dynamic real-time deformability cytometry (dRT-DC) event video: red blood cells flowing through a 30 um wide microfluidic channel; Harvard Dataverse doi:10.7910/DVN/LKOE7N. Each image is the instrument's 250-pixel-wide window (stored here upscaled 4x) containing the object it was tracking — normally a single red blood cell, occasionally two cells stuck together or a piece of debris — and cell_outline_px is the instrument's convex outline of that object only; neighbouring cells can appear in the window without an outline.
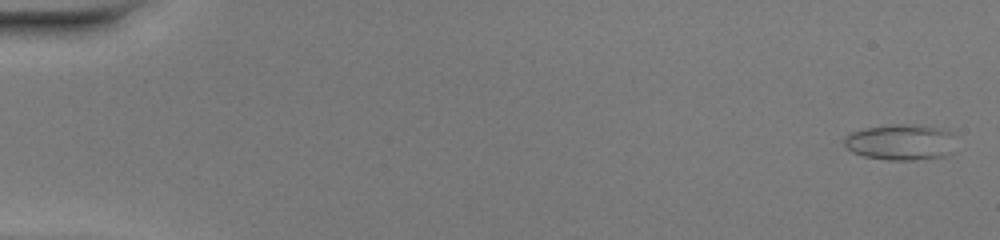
{"species": "common noctule bat (a hibernating species)", "species_latin": "Nyctalus noctula", "temperature_condition": "warm", "stored_images_in_passage": 50, "camera_frame_rate_fps": 3000, "um_per_image_px": 0.085, "animal": {"sex": "female", "body_mass_g": 20.0, "forearm_length_mm": 54.0}, "frame": {"image": 1, "passage_image": 2, "time_ms": 0.333, "image_size_px": [1000, 240], "cell_outline_px": [[960, 136], [952, 152], [944, 156], [912, 160], [888, 160], [864, 156], [852, 152], [844, 144], [844, 136], [852, 132], [868, 128], [896, 124], [904, 124], [940, 128]], "centroid_in_image_um": [76.64, 12.09], "position_along_channel_um": 8.4, "area_um2": 23.52}}
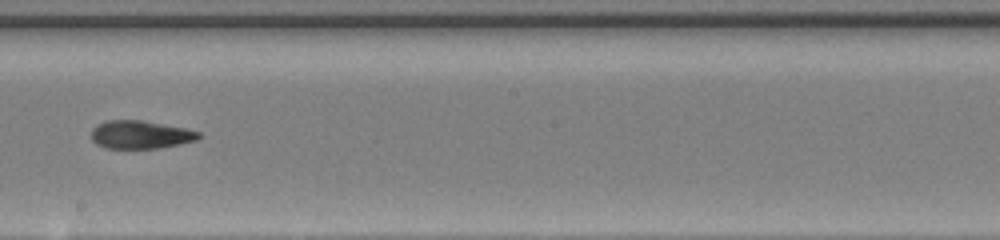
{"frame": {"image": 2, "passage_image": 30, "time_ms": 9.667, "image_size_px": [1000, 240], "cell_outline_px": [[200, 136], [196, 140], [180, 144], [160, 148], [104, 148], [96, 144], [92, 140], [92, 128], [96, 124], [104, 120], [144, 120], [184, 128], [200, 132]], "centroid_in_image_um": [11.9, 11.44], "position_along_channel_um": 236.3, "area_um2": 17.69}}
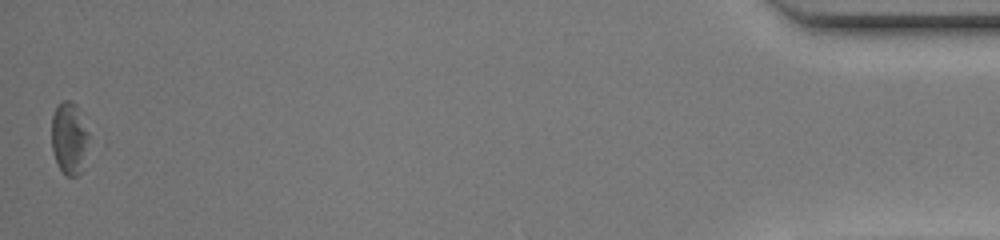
{"frame": {"image": 3, "passage_image": 50, "time_ms": 16.333, "image_size_px": [1000, 240], "cell_outline_px": [[92, 136], [80, 172], [76, 176], [68, 176], [60, 168], [56, 160], [52, 148], [52, 116], [56, 104], [64, 100], [72, 100], [80, 108]], "centroid_in_image_um": [5.94, 11.65], "position_along_channel_um": 429.3, "area_um2": 16.24}, "authors_computed_cell_mechanics": {"area_um2": 18.5538, "velocity_mm_per_s": 4.2079, "shape_relaxation_time_tau1_ms": null, "shape_relaxation_time_tau2_ms": 3.1085, "deformation_change_tau1": null, "deformation_change_tau2": 0.1201}}